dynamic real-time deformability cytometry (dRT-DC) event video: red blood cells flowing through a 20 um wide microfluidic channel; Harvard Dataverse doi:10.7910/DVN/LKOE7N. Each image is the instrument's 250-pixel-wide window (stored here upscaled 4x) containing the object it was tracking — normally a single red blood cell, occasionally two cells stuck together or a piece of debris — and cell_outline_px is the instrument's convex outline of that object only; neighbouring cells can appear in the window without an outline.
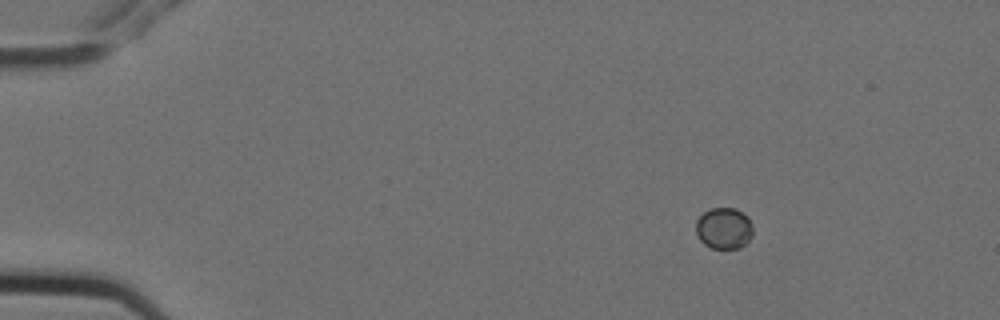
{"species": "Egyptian fruit bat (a non-hibernating species)", "species_latin": "Rousettus aegyptiacus", "temperature_condition": "cold", "stored_images_in_passage": 4, "camera_frame_rate_fps": 3000, "um_per_image_px": 0.085, "animal": {"sex": "female"}, "frame": {"image": 1, "passage_image": 2, "time_ms": 0.333, "image_size_px": [1000, 320], "cell_outline_px": [[752, 236], [740, 248], [712, 248], [704, 244], [700, 240], [696, 232], [696, 220], [704, 212], [712, 208], [736, 208], [748, 216], [752, 224]], "centroid_in_image_um": [61.54, 19.39], "position_along_channel_um": 23.5, "area_um2": 13.76}}
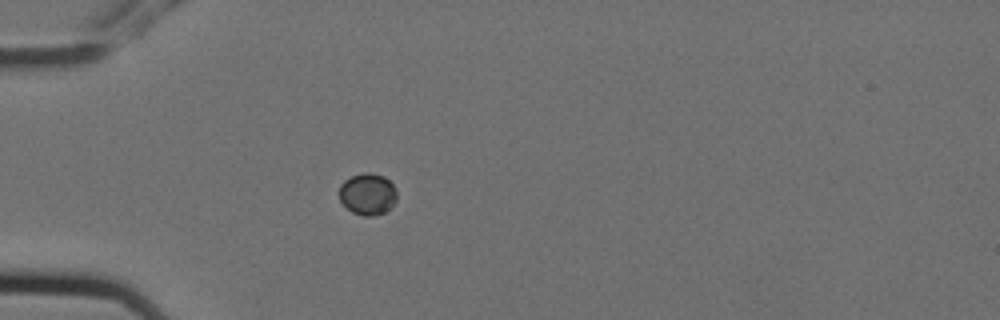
{"frame": {"image": 2, "passage_image": 4, "time_ms": 1.0, "image_size_px": [1000, 320], "cell_outline_px": [[396, 200], [392, 208], [384, 212], [372, 216], [364, 216], [352, 212], [340, 200], [340, 184], [344, 180], [352, 176], [364, 172], [368, 172], [384, 176], [396, 188]], "centroid_in_image_um": [31.27, 16.49], "position_along_channel_um": 53.7, "area_um2": 13.99}}